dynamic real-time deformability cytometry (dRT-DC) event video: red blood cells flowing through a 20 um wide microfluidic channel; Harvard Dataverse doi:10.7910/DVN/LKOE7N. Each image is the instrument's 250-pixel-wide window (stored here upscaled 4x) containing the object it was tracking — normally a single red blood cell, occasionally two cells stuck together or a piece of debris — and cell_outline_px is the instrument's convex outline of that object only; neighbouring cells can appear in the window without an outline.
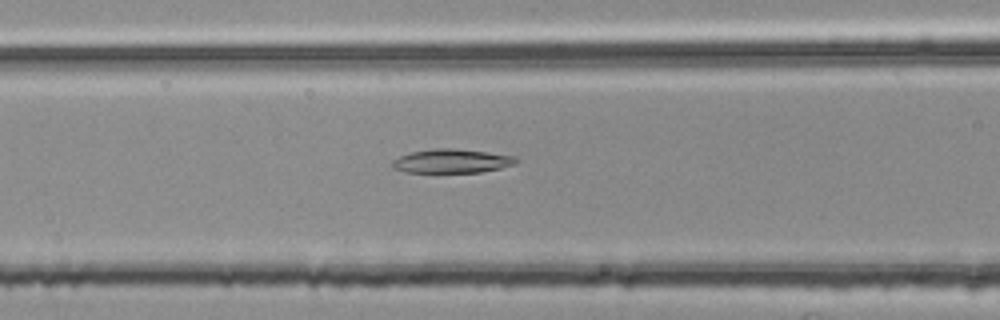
{"species": "common noctule bat (a hibernating species)", "species_latin": "Nyctalus noctula", "temperature_condition": "room temperature", "stored_images_in_passage": 20, "camera_frame_rate_fps": 3000, "um_per_image_px": 0.085, "animal": {"sex": "female", "body_mass_g": 25.1}, "frame": {"image": 1, "passage_image": 5, "time_ms": 1.333, "image_size_px": [1000, 320], "cell_outline_px": [[520, 160], [516, 164], [500, 168], [480, 172], [404, 172], [392, 168], [392, 160], [400, 156], [412, 152], [432, 148], [452, 148], [516, 156]], "centroid_in_image_um": [38.4, 13.69], "position_along_channel_um": 128.2, "area_um2": 17.22}}
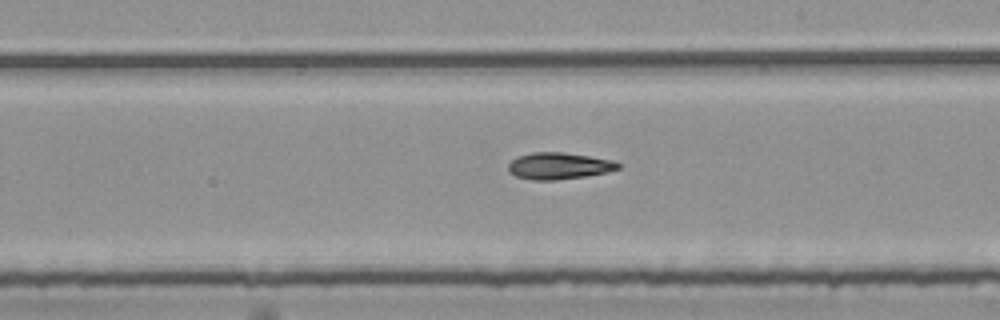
{"frame": {"image": 2, "passage_image": 14, "time_ms": 4.333, "image_size_px": [1000, 320], "cell_outline_px": [[620, 168], [608, 172], [584, 176], [556, 180], [532, 180], [516, 176], [508, 172], [508, 164], [516, 156], [532, 152], [564, 152], [612, 160], [620, 164]], "centroid_in_image_um": [47.47, 14.1], "position_along_channel_um": 241.5, "area_um2": 17.11}}
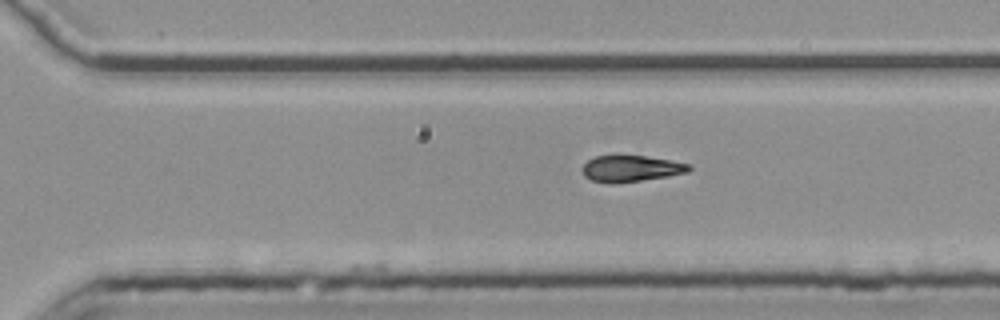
{"frame": {"image": 3, "passage_image": 20, "time_ms": 6.333, "image_size_px": [1000, 320], "cell_outline_px": [[692, 168], [688, 172], [668, 176], [616, 184], [612, 184], [592, 180], [584, 176], [580, 168], [588, 160], [596, 156], [616, 152], [672, 160], [688, 164]], "centroid_in_image_um": [53.57, 14.29], "position_along_channel_um": 317.0, "area_um2": 17.05}}